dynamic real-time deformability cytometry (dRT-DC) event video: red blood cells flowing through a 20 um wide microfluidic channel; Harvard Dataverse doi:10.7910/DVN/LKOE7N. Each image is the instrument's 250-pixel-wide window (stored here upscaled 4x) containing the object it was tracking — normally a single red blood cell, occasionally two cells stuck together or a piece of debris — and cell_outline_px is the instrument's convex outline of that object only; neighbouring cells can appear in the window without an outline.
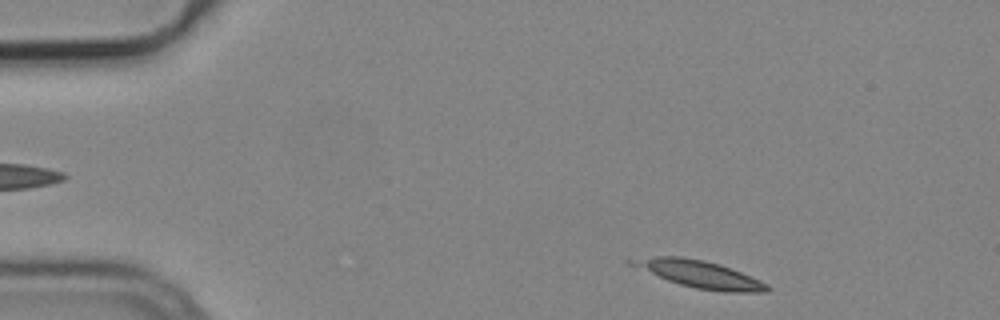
{"species": "common noctule bat (a hibernating species)", "species_latin": "Nyctalus noctula", "temperature_condition": "cold", "stored_images_in_passage": 15, "camera_frame_rate_fps": 3000, "um_per_image_px": 0.085, "animal": {"sex": "male", "body_mass_g": 19.2, "forearm_length_mm": 51.8}, "frame": {"image": 1, "passage_image": 2, "time_ms": 0.333, "image_size_px": [1000, 320], "cell_outline_px": [[772, 288], [768, 292], [724, 292], [696, 288], [680, 284], [668, 280], [628, 264], [624, 260], [656, 256], [680, 256], [704, 260], [720, 264], [740, 272], [768, 284]], "centroid_in_image_um": [59.46, 23.3], "position_along_channel_um": 25.5, "area_um2": 21.27}}
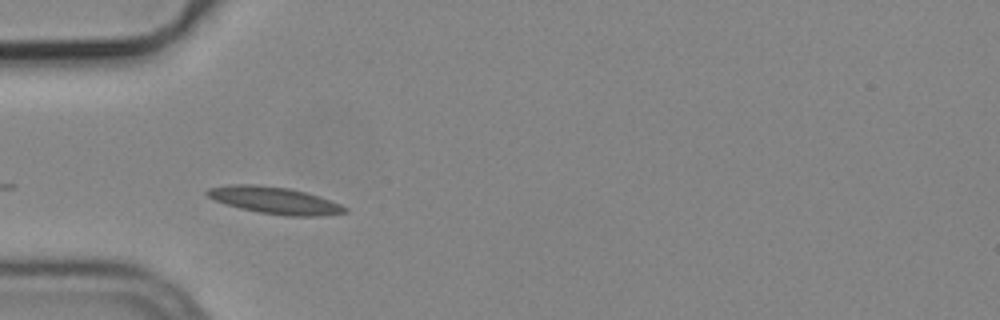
{"frame": {"image": 2, "passage_image": 11, "time_ms": 3.333, "image_size_px": [1000, 320], "cell_outline_px": [[348, 212], [324, 216], [284, 216], [260, 212], [240, 208], [216, 200], [208, 196], [204, 192], [208, 188], [232, 184], [252, 184], [288, 188], [320, 196], [340, 204], [348, 208]], "centroid_in_image_um": [23.38, 17.04], "position_along_channel_um": 61.6, "area_um2": 21.5}}
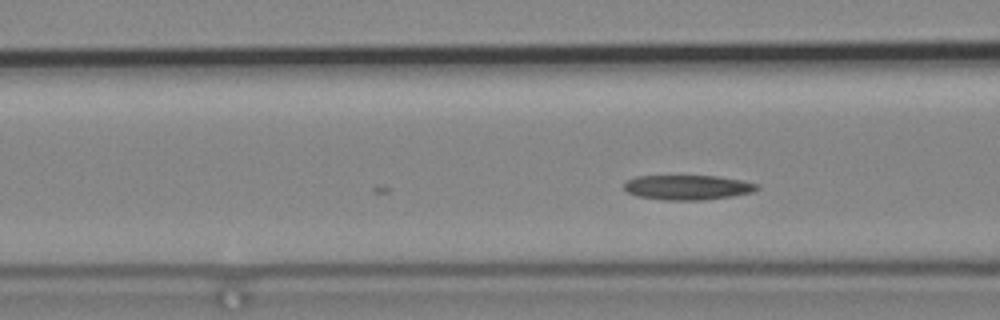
{"frame": {"image": 3, "passage_image": 15, "time_ms": 4.667, "image_size_px": [1000, 320], "cell_outline_px": [[760, 188], [756, 192], [732, 196], [704, 200], [664, 200], [636, 196], [628, 192], [624, 188], [624, 184], [628, 180], [636, 176], [716, 176], [740, 180], [760, 184]], "centroid_in_image_um": [58.49, 15.93], "position_along_channel_um": 108.1, "area_um2": 19.31}}